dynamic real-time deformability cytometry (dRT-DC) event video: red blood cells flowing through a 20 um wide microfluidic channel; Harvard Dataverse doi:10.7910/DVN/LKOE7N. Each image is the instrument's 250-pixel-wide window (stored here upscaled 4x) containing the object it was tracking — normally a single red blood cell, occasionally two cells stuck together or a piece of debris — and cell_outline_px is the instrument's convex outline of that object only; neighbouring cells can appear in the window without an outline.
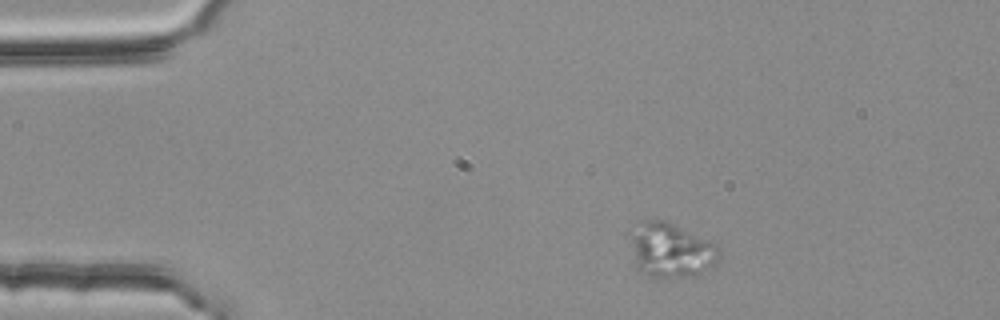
{"species": "common noctule bat (a hibernating species)", "species_latin": "Nyctalus noctula", "temperature_condition": "room temperature", "stored_images_in_passage": 3, "camera_frame_rate_fps": 3000, "um_per_image_px": 0.085, "animal": {"sex": "female", "body_mass_g": 25.1}, "frame": {"image": 1, "passage_image": 1, "time_ms": 0.0, "image_size_px": [1000, 320], "cell_outline_px": [[720, 260], [716, 264], [696, 276], [648, 276], [640, 272], [636, 268], [632, 244], [632, 240], [648, 220], [668, 220], [716, 244], [720, 248]], "centroid_in_image_um": [57.16, 21.31], "position_along_channel_um": 27.8, "area_um2": 27.4}}
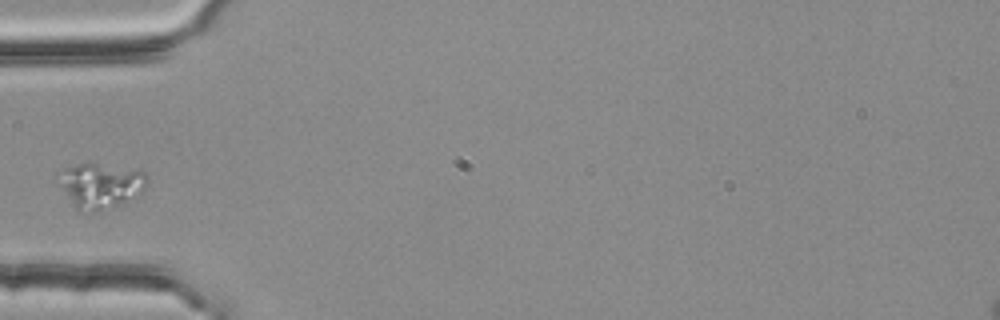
{"frame": {"image": 2, "passage_image": 3, "time_ms": 0.667, "image_size_px": [1000, 320], "cell_outline_px": [[148, 184], [144, 188], [116, 204], [100, 212], [80, 212], [72, 204], [52, 180], [56, 172], [60, 168], [76, 164], [96, 164], [148, 172]], "centroid_in_image_um": [8.36, 15.75], "position_along_channel_um": 76.6, "area_um2": 23.47}}